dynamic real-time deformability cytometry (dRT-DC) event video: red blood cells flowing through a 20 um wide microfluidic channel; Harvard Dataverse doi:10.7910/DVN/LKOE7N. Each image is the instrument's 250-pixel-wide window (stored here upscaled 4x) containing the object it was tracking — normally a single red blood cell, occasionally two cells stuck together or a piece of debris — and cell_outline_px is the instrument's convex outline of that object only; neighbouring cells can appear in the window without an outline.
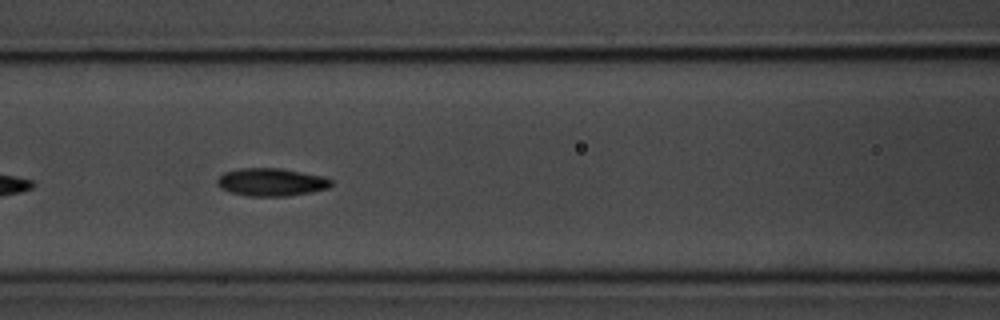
{"species": "common noctule bat (a hibernating species)", "species_latin": "Nyctalus noctula", "temperature_condition": "room temperature", "stored_images_in_passage": 15, "camera_frame_rate_fps": 3000, "um_per_image_px": 0.085, "animal": {"sex": "male", "body_mass_g": 20.1, "forearm_length_mm": 53.5}, "frame": {"image": 1, "passage_image": 9, "time_ms": 2.667, "image_size_px": [1000, 320], "cell_outline_px": [[332, 184], [328, 188], [312, 192], [288, 196], [248, 196], [228, 192], [220, 188], [216, 184], [216, 180], [224, 172], [240, 168], [280, 168], [324, 176], [332, 180]], "centroid_in_image_um": [23.04, 15.48], "position_along_channel_um": 143.6, "area_um2": 18.67}}
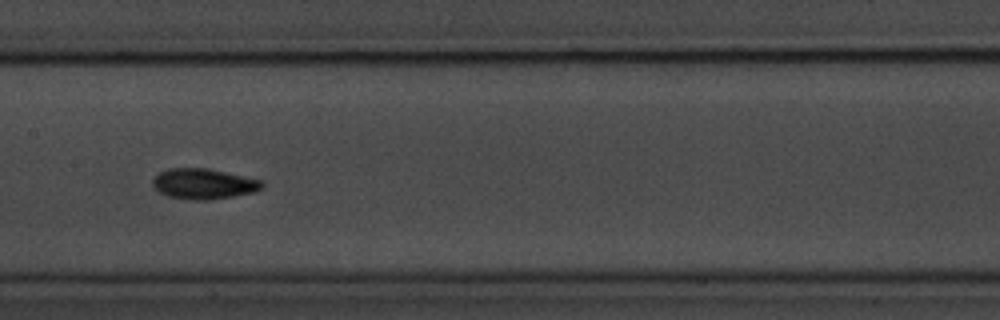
{"frame": {"image": 2, "passage_image": 13, "time_ms": 4.0, "image_size_px": [1000, 320], "cell_outline_px": [[264, 188], [256, 192], [208, 200], [196, 200], [168, 196], [160, 192], [152, 184], [152, 180], [160, 172], [168, 168], [208, 168], [260, 180], [264, 184]], "centroid_in_image_um": [17.32, 15.62], "position_along_channel_um": 190.1, "area_um2": 19.25}}